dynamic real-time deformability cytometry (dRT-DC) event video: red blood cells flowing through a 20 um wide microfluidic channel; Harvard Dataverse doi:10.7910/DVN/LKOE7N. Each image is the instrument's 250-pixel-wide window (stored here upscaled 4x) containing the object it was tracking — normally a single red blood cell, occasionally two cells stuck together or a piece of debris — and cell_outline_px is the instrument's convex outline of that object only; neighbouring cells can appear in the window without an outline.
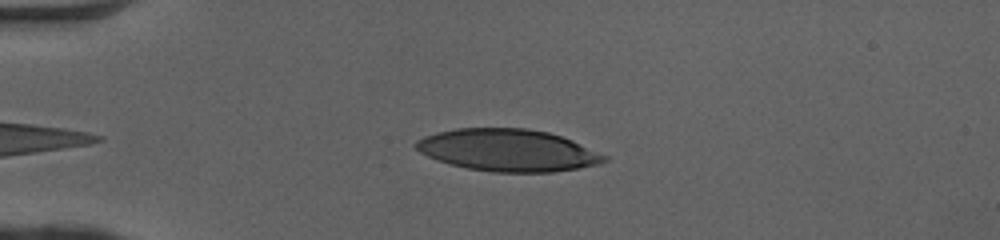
{"species": "human", "species_latin": "Homo sapiens", "temperature_condition": "cold", "stored_images_in_passage": 42, "camera_frame_rate_fps": 3000, "um_per_image_px": 0.085, "donor": {"sex": "female"}, "frame": {"image": 1, "passage_image": 5, "time_ms": 1.333, "image_size_px": [1000, 240], "cell_outline_px": [[608, 160], [600, 164], [580, 168], [552, 172], [492, 172], [468, 168], [436, 160], [420, 152], [416, 148], [416, 140], [424, 136], [436, 132], [456, 128], [528, 128], [548, 132], [572, 140], [608, 156]], "centroid_in_image_um": [43.19, 12.77], "position_along_channel_um": 41.8, "area_um2": 46.24}}
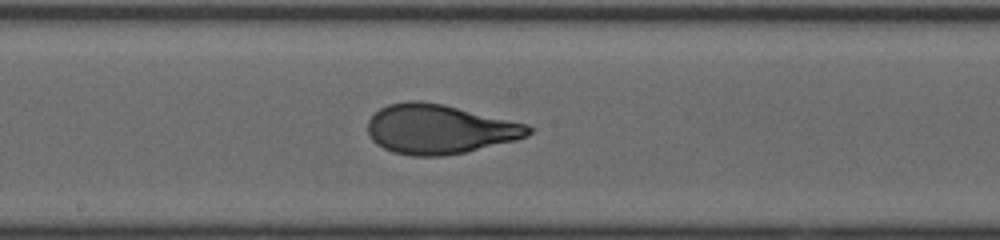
{"frame": {"image": 2, "passage_image": 20, "time_ms": 6.333, "image_size_px": [1000, 240], "cell_outline_px": [[532, 132], [528, 136], [516, 140], [464, 152], [444, 156], [412, 156], [392, 152], [376, 144], [372, 140], [368, 132], [368, 120], [380, 108], [388, 104], [408, 100], [420, 100], [444, 104], [528, 124], [532, 128]], "centroid_in_image_um": [37.34, 10.97], "position_along_channel_um": 210.9, "area_um2": 46.47}}
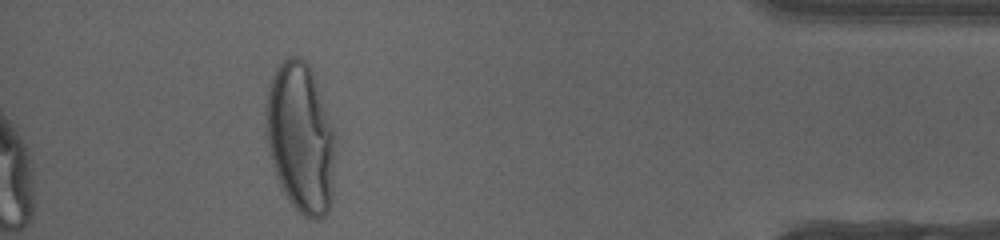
{"frame": {"image": 3, "passage_image": 38, "time_ms": 12.333, "image_size_px": [1000, 240], "cell_outline_px": [[336, 140], [332, 192], [328, 212], [324, 216], [316, 220], [312, 220], [304, 216], [288, 200], [280, 184], [272, 164], [264, 132], [264, 112], [268, 92], [276, 68], [288, 56], [300, 56], [308, 64], [312, 72], [336, 136]], "centroid_in_image_um": [25.54, 11.73], "position_along_channel_um": 409.7, "area_um2": 60.86}, "authors_computed_cell_mechanics": {"area_um2": 46.4712, "velocity_mm_per_s": 4.1034, "shape_relaxation_time_tau1_ms": 4.6412, "shape_relaxation_time_tau2_ms": null, "deformation_change_tau1": 0.2403, "deformation_change_tau2": null}}